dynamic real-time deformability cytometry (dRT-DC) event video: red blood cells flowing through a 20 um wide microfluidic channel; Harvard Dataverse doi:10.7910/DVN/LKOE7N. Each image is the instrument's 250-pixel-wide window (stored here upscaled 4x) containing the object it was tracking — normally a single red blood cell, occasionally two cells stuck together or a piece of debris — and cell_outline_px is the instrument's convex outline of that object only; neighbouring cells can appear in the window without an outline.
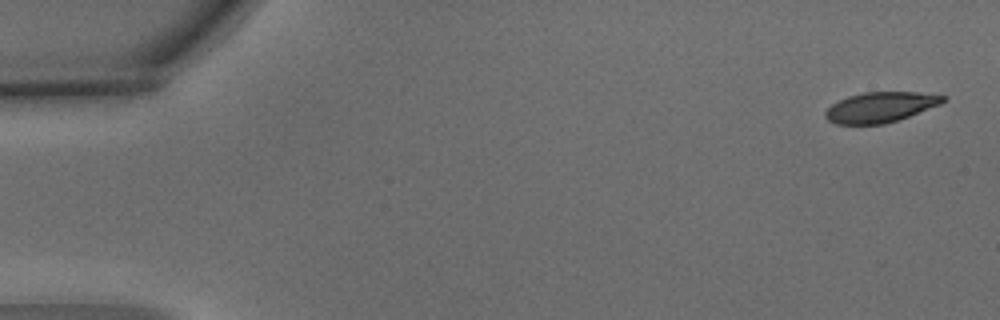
{"species": "common noctule bat (a hibernating species)", "species_latin": "Nyctalus noctula", "temperature_condition": "warm", "stored_images_in_passage": 4, "camera_frame_rate_fps": 3000, "um_per_image_px": 0.085, "animal": {"sex": "male", "body_mass_g": 15.6}, "frame": {"image": 1, "passage_image": 1, "time_ms": 0.0, "image_size_px": [1000, 320], "cell_outline_px": [[948, 96], [940, 104], [900, 120], [884, 124], [836, 124], [828, 120], [824, 116], [824, 112], [832, 104], [848, 96], [864, 92], [916, 92]], "centroid_in_image_um": [74.83, 9.11], "position_along_channel_um": 10.2, "area_um2": 20.75}}